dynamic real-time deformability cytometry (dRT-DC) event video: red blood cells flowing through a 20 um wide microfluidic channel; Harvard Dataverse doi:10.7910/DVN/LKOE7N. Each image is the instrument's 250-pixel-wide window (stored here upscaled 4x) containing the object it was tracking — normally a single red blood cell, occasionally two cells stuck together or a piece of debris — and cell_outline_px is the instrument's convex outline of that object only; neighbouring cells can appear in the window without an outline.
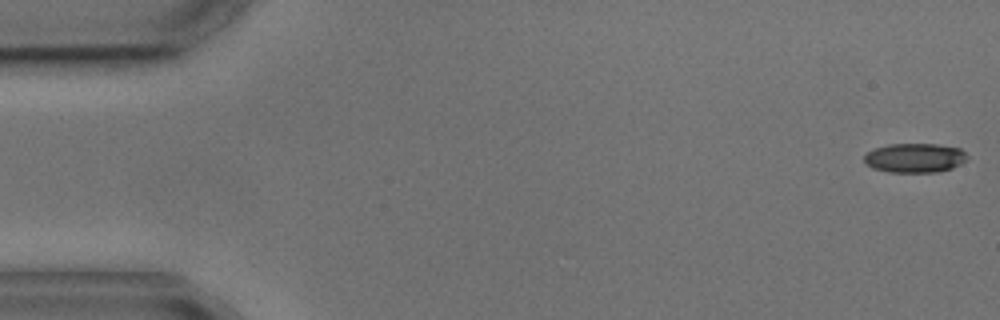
{"species": "common noctule bat (a hibernating species)", "species_latin": "Nyctalus noctula", "temperature_condition": "cold", "stored_images_in_passage": 6, "camera_frame_rate_fps": 3000, "um_per_image_px": 0.085, "animal": {"sex": "male", "body_mass_g": 17.9, "forearm_length_mm": 54.2}, "frame": {"image": 1, "passage_image": 1, "time_ms": 0.0, "image_size_px": [1000, 320], "cell_outline_px": [[968, 160], [952, 168], [936, 172], [888, 172], [872, 168], [864, 160], [864, 156], [868, 152], [876, 148], [888, 144], [936, 144], [960, 148], [968, 156]], "centroid_in_image_um": [77.78, 13.42], "position_along_channel_um": 7.2, "area_um2": 17.57}}
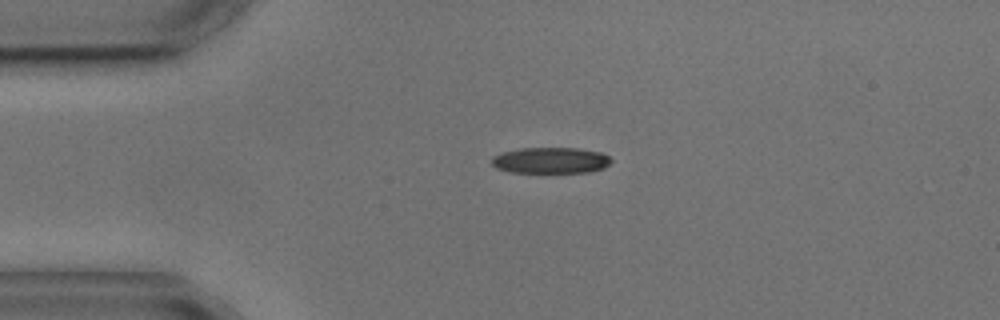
{"frame": {"image": 2, "passage_image": 4, "time_ms": 3.667, "image_size_px": [1000, 320], "cell_outline_px": [[612, 160], [604, 168], [588, 172], [508, 172], [496, 168], [492, 164], [492, 156], [500, 152], [520, 148], [576, 148], [600, 152], [608, 156]], "centroid_in_image_um": [46.76, 13.63], "position_along_channel_um": 38.2, "area_um2": 18.15}}